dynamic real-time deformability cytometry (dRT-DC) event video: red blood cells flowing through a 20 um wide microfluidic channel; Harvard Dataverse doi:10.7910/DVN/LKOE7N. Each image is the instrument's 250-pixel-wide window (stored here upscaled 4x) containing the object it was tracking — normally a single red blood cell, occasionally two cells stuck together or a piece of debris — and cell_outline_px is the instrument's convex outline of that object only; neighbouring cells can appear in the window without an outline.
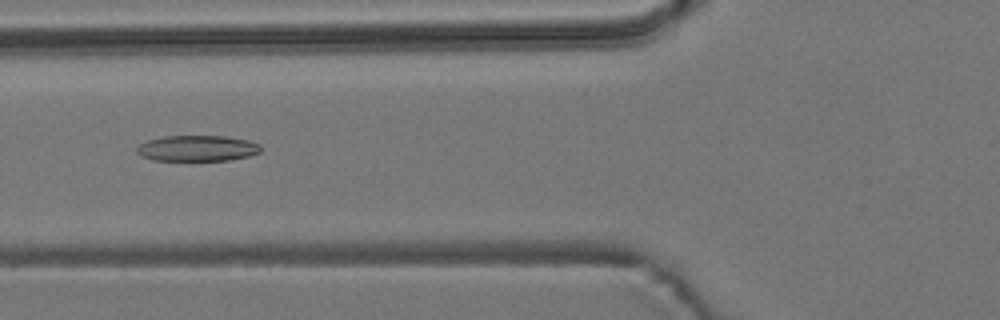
{"species": "common noctule bat (a hibernating species)", "species_latin": "Nyctalus noctula", "temperature_condition": "room temperature", "stored_images_in_passage": 49, "camera_frame_rate_fps": 3000, "um_per_image_px": 0.085, "animal": {"sex": "male", "body_mass_g": 19.2, "forearm_length_mm": 51.8}, "frame": {"image": 1, "passage_image": 15, "time_ms": 4.667, "image_size_px": [1000, 320], "cell_outline_px": [[260, 152], [248, 156], [228, 160], [152, 160], [140, 156], [136, 152], [136, 148], [140, 144], [148, 140], [164, 136], [224, 136], [248, 140], [260, 144]], "centroid_in_image_um": [16.74, 12.6], "position_along_channel_um": 109.1, "area_um2": 18.61}}
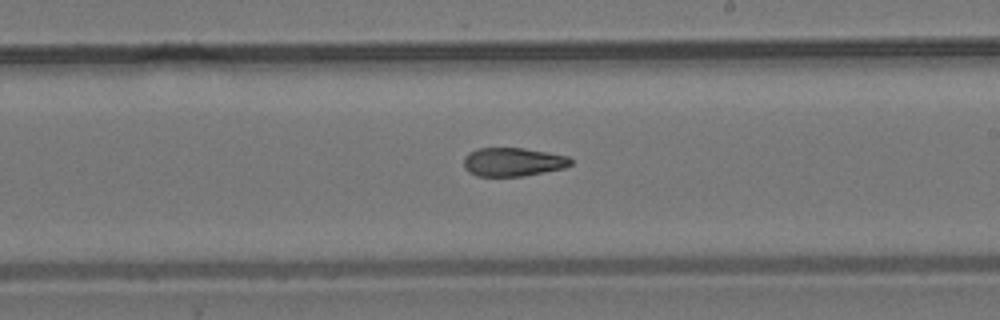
{"frame": {"image": 2, "passage_image": 26, "time_ms": 8.333, "image_size_px": [1000, 320], "cell_outline_px": [[572, 164], [564, 168], [524, 176], [476, 176], [468, 172], [464, 168], [464, 156], [468, 152], [480, 148], [524, 148], [568, 156], [572, 160]], "centroid_in_image_um": [43.58, 13.77], "position_along_channel_um": 245.4, "area_um2": 17.92}}
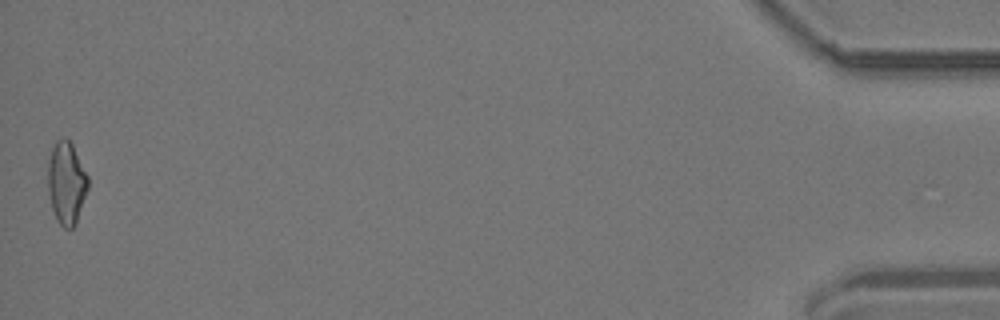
{"frame": {"image": 3, "passage_image": 49, "time_ms": 16.0, "image_size_px": [1000, 320], "cell_outline_px": [[88, 188], [76, 224], [72, 228], [64, 228], [60, 224], [52, 208], [48, 192], [48, 160], [52, 148], [56, 140], [64, 136], [72, 144], [88, 176]], "centroid_in_image_um": [5.64, 15.53], "position_along_channel_um": 429.6, "area_um2": 19.19}, "authors_computed_cell_mechanics": {"area_um2": 18.9584, "velocity_mm_per_s": 3.7047, "shape_relaxation_time_tau1_ms": null, "shape_relaxation_time_tau2_ms": 4.3371, "deformation_change_tau1": null, "deformation_change_tau2": 0.1231}}